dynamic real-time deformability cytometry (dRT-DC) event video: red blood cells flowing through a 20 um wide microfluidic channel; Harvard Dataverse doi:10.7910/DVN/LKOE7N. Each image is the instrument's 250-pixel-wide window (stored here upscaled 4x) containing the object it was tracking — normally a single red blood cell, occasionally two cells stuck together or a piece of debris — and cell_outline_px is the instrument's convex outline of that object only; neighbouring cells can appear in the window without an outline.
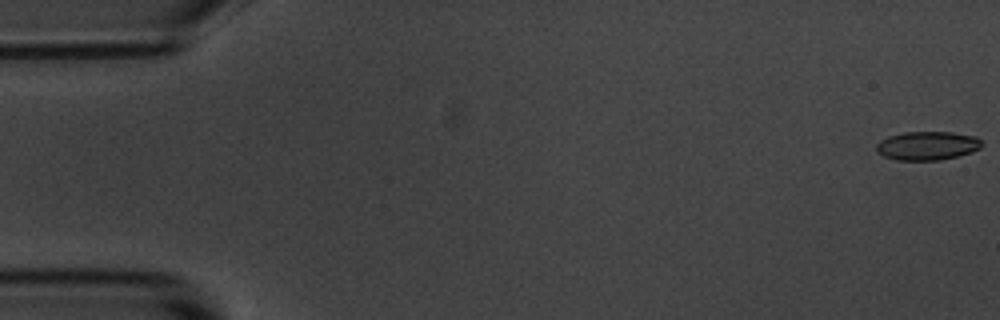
{"species": "common noctule bat (a hibernating species)", "species_latin": "Nyctalus noctula", "temperature_condition": "room temperature", "stored_images_in_passage": 36, "camera_frame_rate_fps": 3000, "um_per_image_px": 0.085, "animal": {"sex": "male", "body_mass_g": 20.1, "forearm_length_mm": 53.5}, "frame": {"image": 1, "passage_image": 1, "time_ms": 0.0, "image_size_px": [1000, 320], "cell_outline_px": [[980, 148], [972, 152], [940, 160], [896, 160], [884, 156], [876, 152], [876, 144], [880, 140], [888, 136], [904, 132], [952, 132], [976, 136], [980, 140]], "centroid_in_image_um": [78.79, 12.38], "position_along_channel_um": 6.2, "area_um2": 17.63}}
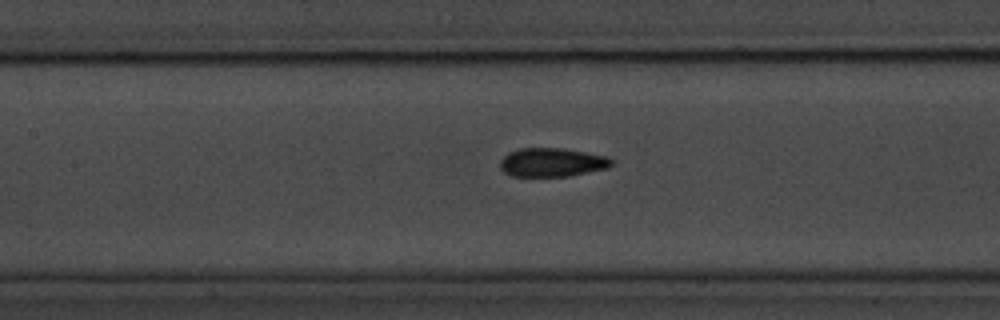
{"frame": {"image": 2, "passage_image": 25, "time_ms": 8.0, "image_size_px": [1000, 320], "cell_outline_px": [[612, 164], [608, 168], [568, 176], [512, 176], [504, 172], [500, 168], [500, 160], [508, 152], [520, 148], [564, 148], [588, 152], [608, 156], [612, 160]], "centroid_in_image_um": [46.92, 13.79], "position_along_channel_um": 160.5, "area_um2": 18.79}}
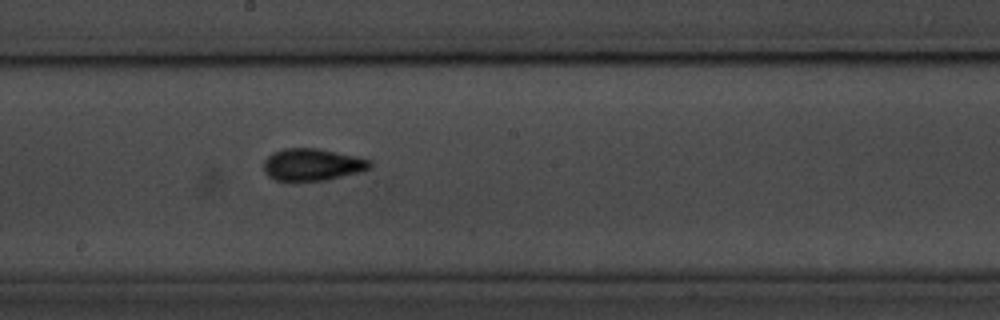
{"frame": {"image": 3, "passage_image": 30, "time_ms": 9.667, "image_size_px": [1000, 320], "cell_outline_px": [[372, 164], [368, 168], [360, 172], [328, 180], [276, 180], [268, 176], [264, 172], [264, 160], [272, 152], [284, 148], [320, 148], [360, 156], [372, 160]], "centroid_in_image_um": [26.58, 13.97], "position_along_channel_um": 221.6, "area_um2": 20.11}}